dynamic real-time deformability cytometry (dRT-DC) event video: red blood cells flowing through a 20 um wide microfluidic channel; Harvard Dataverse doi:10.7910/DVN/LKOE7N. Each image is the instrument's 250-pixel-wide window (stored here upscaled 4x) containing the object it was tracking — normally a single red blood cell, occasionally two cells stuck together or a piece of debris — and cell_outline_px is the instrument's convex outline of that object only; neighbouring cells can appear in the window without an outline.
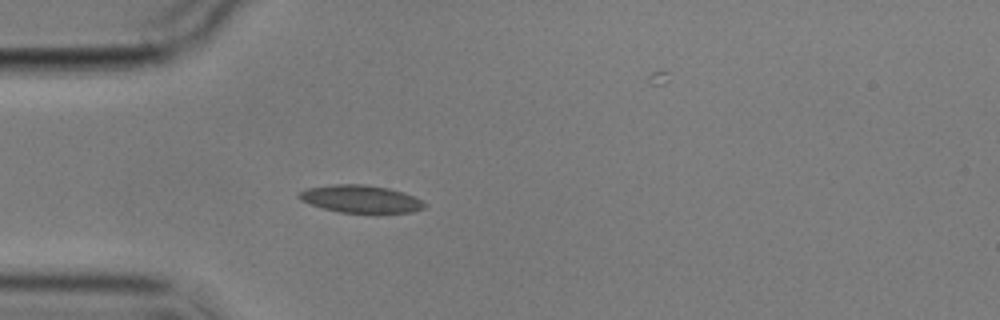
{"species": "common noctule bat (a hibernating species)", "species_latin": "Nyctalus noctula", "temperature_condition": "cold", "stored_images_in_passage": 4, "camera_frame_rate_fps": 3000, "um_per_image_px": 0.085, "animal": {"sex": "male", "body_mass_g": 17.9}, "frame": {"image": 1, "passage_image": 3, "time_ms": 3.333, "image_size_px": [1000, 320], "cell_outline_px": [[424, 208], [412, 212], [376, 216], [340, 212], [324, 208], [300, 200], [296, 196], [300, 192], [308, 188], [332, 184], [364, 184], [388, 188], [404, 192], [420, 200], [424, 204]], "centroid_in_image_um": [30.69, 16.96], "position_along_channel_um": 54.3, "area_um2": 20.81}}